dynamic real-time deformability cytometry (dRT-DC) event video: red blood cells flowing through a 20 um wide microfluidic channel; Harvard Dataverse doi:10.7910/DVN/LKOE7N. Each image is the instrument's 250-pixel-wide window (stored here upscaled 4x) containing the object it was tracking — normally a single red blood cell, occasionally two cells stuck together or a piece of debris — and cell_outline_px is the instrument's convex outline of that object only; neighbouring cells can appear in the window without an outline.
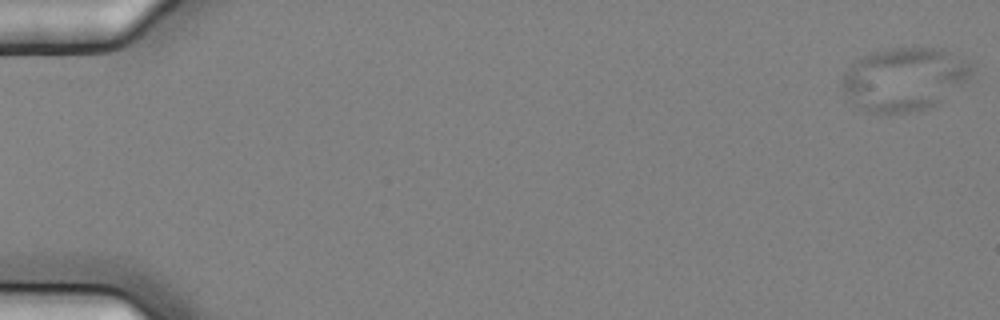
{"species": "common noctule bat (a hibernating species)", "species_latin": "Nyctalus noctula", "temperature_condition": "cold", "stored_images_in_passage": 6, "camera_frame_rate_fps": 3000, "um_per_image_px": 0.085, "animal": {"sex": "female", "body_mass_g": 25.1}, "frame": {"image": 1, "passage_image": 1, "time_ms": 0.0, "image_size_px": [1000, 320], "cell_outline_px": [[976, 68], [972, 76], [936, 104], [924, 108], [904, 112], [876, 116], [852, 104], [840, 88], [840, 84], [844, 72], [860, 56], [884, 48], [944, 48], [952, 52]], "centroid_in_image_um": [76.8, 6.72], "position_along_channel_um": 8.2, "area_um2": 48.26}}
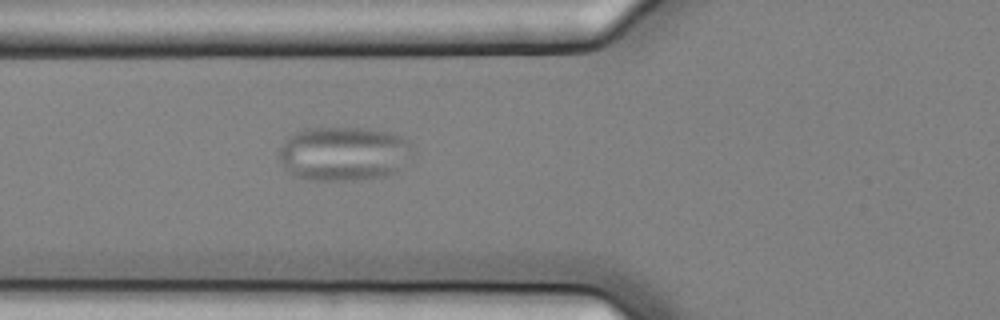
{"frame": {"image": 2, "passage_image": 6, "time_ms": 1.667, "image_size_px": [1000, 320], "cell_outline_px": [[412, 144], [396, 172], [384, 176], [356, 180], [312, 180], [292, 176], [284, 168], [280, 160], [280, 148], [284, 140], [296, 132], [304, 128], [368, 128], [388, 132], [400, 136], [408, 140]], "centroid_in_image_um": [29.13, 13.06], "position_along_channel_um": 96.7, "area_um2": 41.85}}